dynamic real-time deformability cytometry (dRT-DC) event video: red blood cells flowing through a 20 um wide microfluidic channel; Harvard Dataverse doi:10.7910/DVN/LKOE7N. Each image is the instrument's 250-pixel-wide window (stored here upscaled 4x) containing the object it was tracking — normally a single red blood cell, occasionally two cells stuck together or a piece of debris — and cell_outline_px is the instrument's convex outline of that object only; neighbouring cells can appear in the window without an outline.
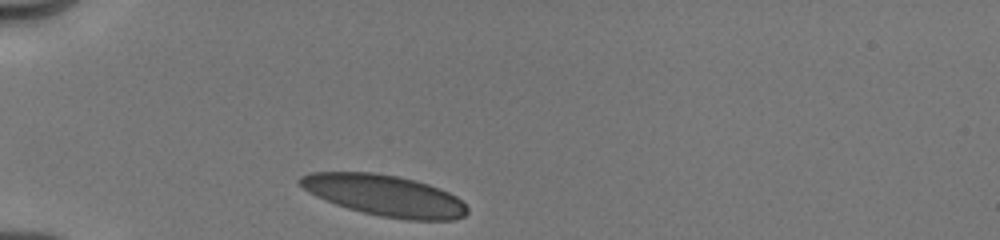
{"species": "human", "species_latin": "Homo sapiens", "temperature_condition": "cold", "stored_images_in_passage": 28, "camera_frame_rate_fps": 3000, "um_per_image_px": 0.085, "donor": {"sex": "male"}, "frame": {"image": 1, "passage_image": 1, "time_ms": 0.0, "image_size_px": [1000, 240], "cell_outline_px": [[468, 212], [464, 216], [452, 220], [408, 220], [380, 216], [348, 208], [336, 204], [316, 196], [308, 192], [296, 180], [300, 176], [308, 172], [376, 172], [416, 180], [440, 188], [456, 196], [468, 208]], "centroid_in_image_um": [32.68, 16.6], "position_along_channel_um": 52.3, "area_um2": 40.06}}
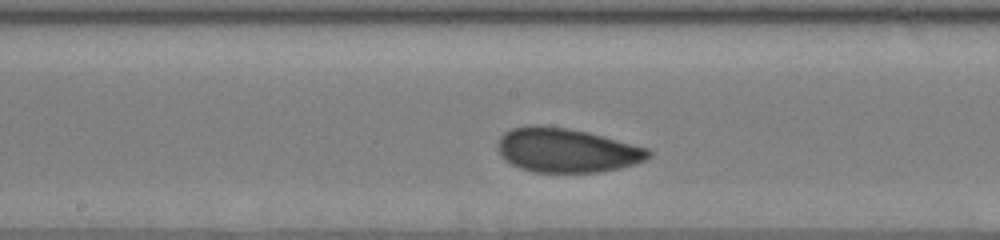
{"frame": {"image": 2, "passage_image": 14, "time_ms": 4.333, "image_size_px": [1000, 240], "cell_outline_px": [[652, 156], [636, 164], [620, 168], [600, 172], [532, 172], [520, 168], [504, 160], [500, 156], [496, 148], [496, 144], [500, 136], [504, 132], [512, 128], [568, 128], [588, 132], [648, 148], [652, 152]], "centroid_in_image_um": [48.18, 12.81], "position_along_channel_um": 200.0, "area_um2": 38.38}}
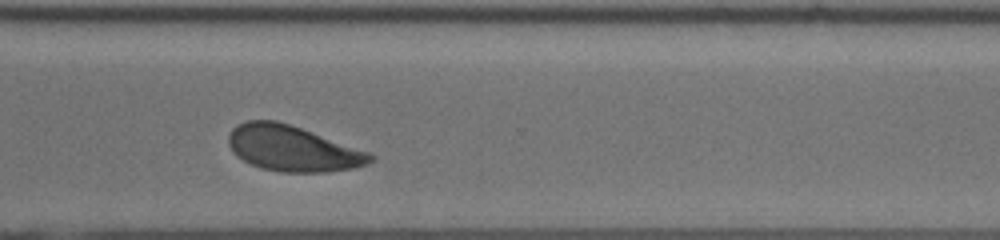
{"frame": {"image": 3, "passage_image": 27, "time_ms": 8.0, "image_size_px": [1000, 240], "cell_outline_px": [[376, 160], [368, 164], [352, 168], [324, 172], [280, 172], [260, 168], [236, 156], [228, 144], [228, 136], [232, 128], [248, 120], [276, 120], [372, 152], [376, 156]], "centroid_in_image_um": [24.91, 12.63], "position_along_channel_um": 345.7, "area_um2": 37.74}}